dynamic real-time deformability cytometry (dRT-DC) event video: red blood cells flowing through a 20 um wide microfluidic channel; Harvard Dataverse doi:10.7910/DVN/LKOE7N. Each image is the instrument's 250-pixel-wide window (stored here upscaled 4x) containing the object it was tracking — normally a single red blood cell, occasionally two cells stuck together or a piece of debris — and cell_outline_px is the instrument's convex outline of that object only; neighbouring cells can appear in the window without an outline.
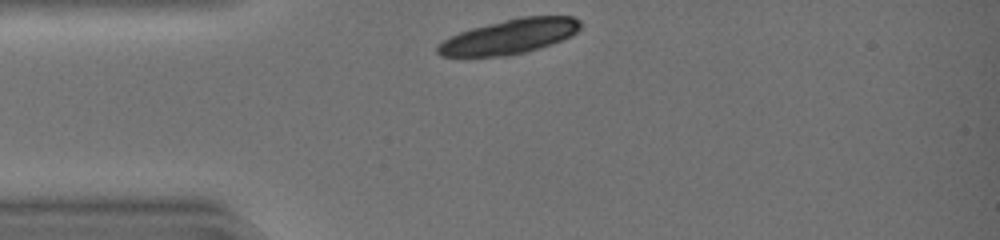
{"species": "common noctule bat (a hibernating species)", "species_latin": "Nyctalus noctula", "temperature_condition": "warm", "stored_images_in_passage": 24, "camera_frame_rate_fps": 3000, "um_per_image_px": 0.085, "animal": {"sex": "female", "body_mass_g": 19.0, "forearm_length_mm": 51.5}, "frame": {"image": 1, "passage_image": 1, "time_ms": 0.0, "image_size_px": [1000, 240], "cell_outline_px": [[580, 28], [576, 32], [552, 44], [524, 52], [508, 56], [440, 56], [436, 52], [436, 48], [444, 40], [460, 32], [472, 28], [520, 16], [572, 16], [580, 20]], "centroid_in_image_um": [43.31, 3.1], "position_along_channel_um": 41.7, "area_um2": 28.5}}
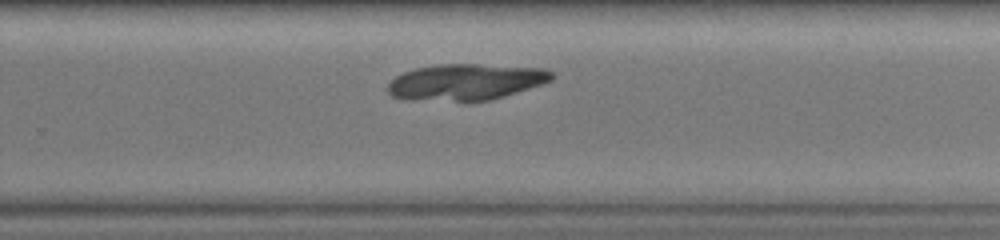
{"frame": {"image": 2, "passage_image": 20, "time_ms": 6.333, "image_size_px": [1000, 240], "cell_outline_px": [[556, 76], [552, 80], [504, 96], [488, 100], [468, 104], [464, 104], [404, 100], [392, 96], [388, 92], [388, 84], [396, 76], [404, 72], [416, 68], [436, 64], [476, 64], [544, 68], [552, 72]], "centroid_in_image_um": [39.53, 7.02], "position_along_channel_um": 290.3, "area_um2": 35.66}}
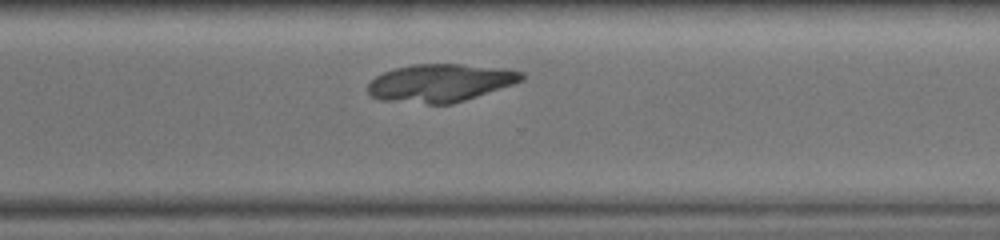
{"frame": {"image": 3, "passage_image": 23, "time_ms": 7.333, "image_size_px": [1000, 240], "cell_outline_px": [[524, 80], [452, 104], [428, 104], [380, 100], [372, 96], [368, 92], [368, 84], [376, 76], [384, 72], [396, 68], [412, 64], [460, 64], [508, 68], [524, 72]], "centroid_in_image_um": [37.43, 7.04], "position_along_channel_um": 333.2, "area_um2": 33.87}}